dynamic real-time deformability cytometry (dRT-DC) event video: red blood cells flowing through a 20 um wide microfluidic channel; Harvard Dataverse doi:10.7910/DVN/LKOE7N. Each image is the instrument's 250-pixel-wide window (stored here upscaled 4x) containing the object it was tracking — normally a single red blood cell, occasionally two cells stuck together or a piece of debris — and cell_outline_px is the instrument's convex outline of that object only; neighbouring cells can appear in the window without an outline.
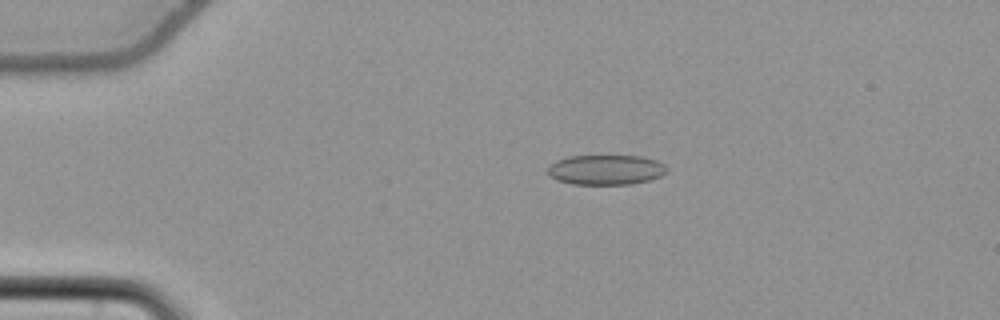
{"species": "common noctule bat (a hibernating species)", "species_latin": "Nyctalus noctula", "temperature_condition": "cold", "stored_images_in_passage": 49, "camera_frame_rate_fps": 3000, "um_per_image_px": 0.085, "animal": {"sex": "female", "body_mass_g": 22.7, "forearm_length_mm": 54.2}, "frame": {"image": 1, "passage_image": 6, "time_ms": 1.667, "image_size_px": [1000, 320], "cell_outline_px": [[668, 168], [660, 176], [648, 180], [632, 184], [572, 184], [556, 180], [548, 176], [548, 164], [556, 160], [568, 156], [640, 156], [656, 160], [664, 164]], "centroid_in_image_um": [51.44, 14.43], "position_along_channel_um": 33.6, "area_um2": 20.87}}
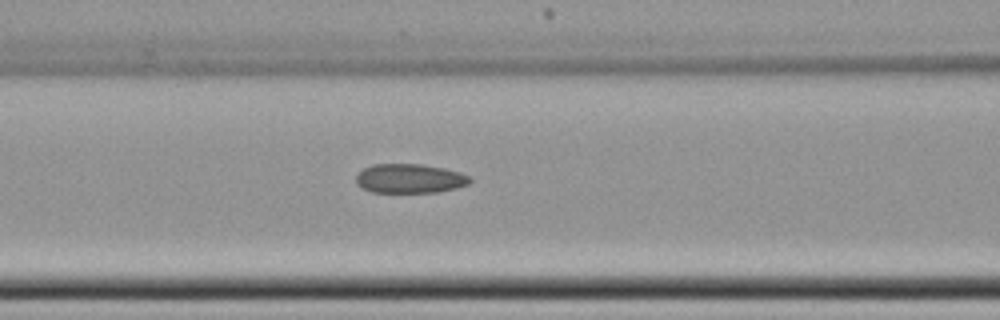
{"frame": {"image": 2, "passage_image": 18, "time_ms": 5.667, "image_size_px": [1000, 320], "cell_outline_px": [[472, 180], [468, 184], [456, 188], [436, 192], [372, 192], [356, 184], [356, 176], [364, 168], [372, 164], [420, 164], [444, 168], [460, 172], [472, 176]], "centroid_in_image_um": [34.85, 15.17], "position_along_channel_um": 131.7, "area_um2": 19.42}}
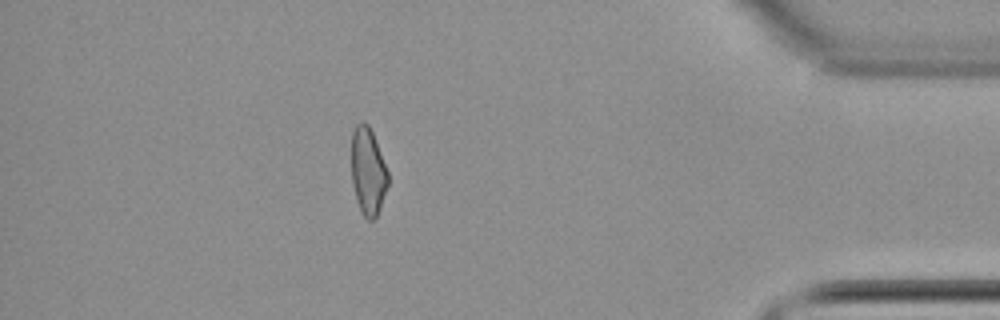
{"frame": {"image": 3, "passage_image": 43, "time_ms": 14.0, "image_size_px": [1000, 320], "cell_outline_px": [[388, 184], [380, 208], [376, 216], [372, 220], [368, 220], [360, 212], [356, 200], [352, 184], [352, 132], [356, 124], [364, 120], [368, 124], [372, 132], [388, 172]], "centroid_in_image_um": [31.26, 14.57], "position_along_channel_um": 403.9, "area_um2": 18.55}, "authors_computed_cell_mechanics": {"area_um2": 20.1722, "velocity_mm_per_s": 3.7805, "shape_relaxation_time_tau1_ms": null, "shape_relaxation_time_tau2_ms": 5.0922, "deformation_change_tau1": null, "deformation_change_tau2": 0.1164}}